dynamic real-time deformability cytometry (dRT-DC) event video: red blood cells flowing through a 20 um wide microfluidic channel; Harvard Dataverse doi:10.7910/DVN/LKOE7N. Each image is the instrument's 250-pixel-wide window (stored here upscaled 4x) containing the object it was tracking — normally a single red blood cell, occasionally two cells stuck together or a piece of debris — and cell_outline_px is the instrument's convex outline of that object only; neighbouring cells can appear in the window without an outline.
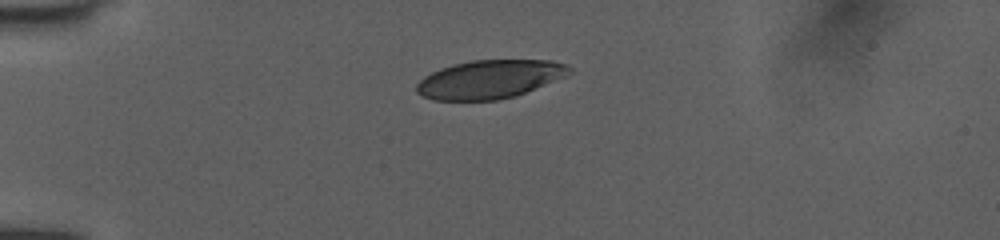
{"species": "human", "species_latin": "Homo sapiens", "temperature_condition": "room temperature", "stored_images_in_passage": 39, "camera_frame_rate_fps": 3000, "um_per_image_px": 0.085, "donor": {"sex": "female"}, "frame": {"image": 1, "passage_image": 1, "time_ms": 0.0, "image_size_px": [1000, 240], "cell_outline_px": [[572, 72], [564, 76], [516, 96], [496, 100], [432, 100], [416, 92], [416, 84], [424, 76], [440, 68], [472, 60], [552, 60], [564, 64], [572, 68]], "centroid_in_image_um": [41.6, 6.74], "position_along_channel_um": 43.4, "area_um2": 33.99}}
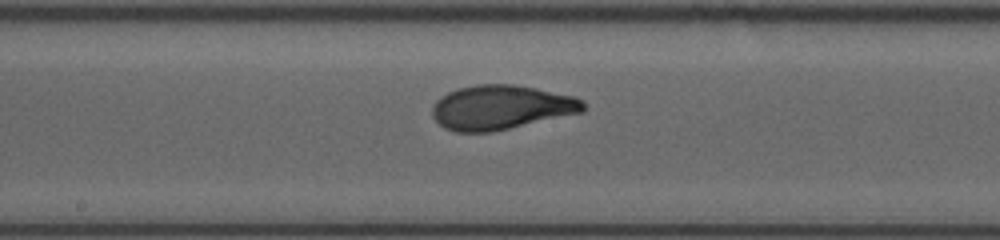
{"frame": {"image": 2, "passage_image": 16, "time_ms": 5.0, "image_size_px": [1000, 240], "cell_outline_px": [[584, 112], [492, 132], [456, 132], [444, 128], [432, 116], [432, 108], [436, 100], [440, 96], [456, 88], [476, 84], [512, 84], [536, 88], [572, 96], [584, 100]], "centroid_in_image_um": [42.57, 9.12], "position_along_channel_um": 205.6, "area_um2": 39.19}}
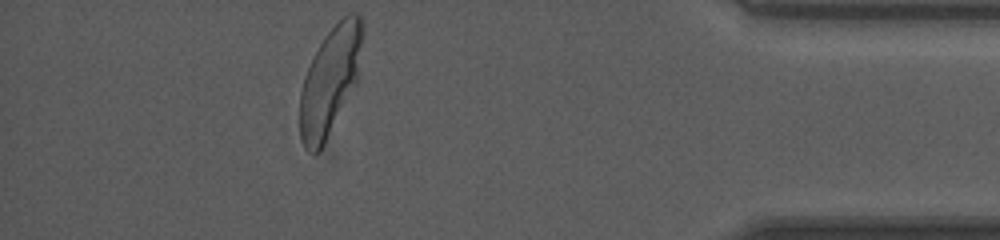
{"frame": {"image": 3, "passage_image": 34, "time_ms": 11.0, "image_size_px": [1000, 240], "cell_outline_px": [[364, 28], [356, 84], [320, 152], [312, 152], [304, 148], [300, 140], [300, 92], [304, 76], [324, 36], [344, 16], [352, 12], [356, 12], [364, 20]], "centroid_in_image_um": [28.06, 6.88], "position_along_channel_um": 407.1, "area_um2": 39.19}, "authors_computed_cell_mechanics": {"area_um2": 38.6682, "velocity_mm_per_s": 4.0059, "shape_relaxation_time_tau1_ms": 2.8593, "shape_relaxation_time_tau2_ms": 0.7108, "deformation_change_tau1": 0.1573, "deformation_change_tau2": 0.0614}}